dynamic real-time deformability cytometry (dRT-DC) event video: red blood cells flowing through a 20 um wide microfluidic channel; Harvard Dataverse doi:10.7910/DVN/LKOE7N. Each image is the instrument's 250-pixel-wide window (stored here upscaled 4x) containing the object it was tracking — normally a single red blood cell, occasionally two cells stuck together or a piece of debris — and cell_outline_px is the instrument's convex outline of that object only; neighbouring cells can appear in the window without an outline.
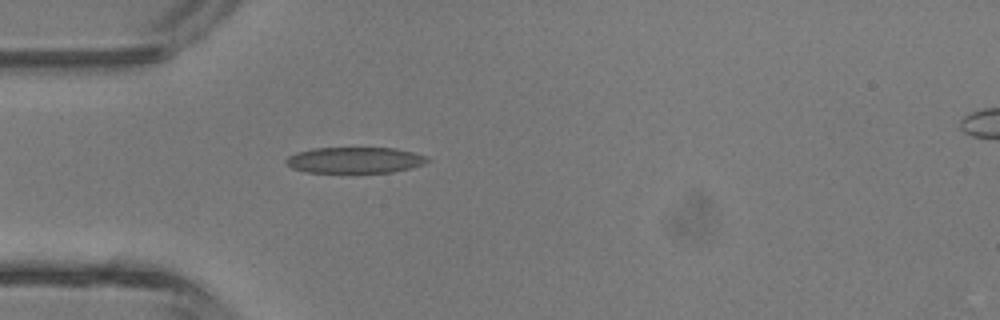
{"species": "common noctule bat (a hibernating species)", "species_latin": "Nyctalus noctula", "temperature_condition": "room temperature", "stored_images_in_passage": 6, "camera_frame_rate_fps": 3000, "um_per_image_px": 0.085, "animal": {"sex": "male", "body_mass_g": 13.3}, "frame": {"image": 1, "passage_image": 5, "time_ms": 5.333, "image_size_px": [1000, 320], "cell_outline_px": [[432, 160], [424, 164], [412, 168], [392, 172], [308, 172], [292, 168], [284, 160], [288, 156], [296, 152], [312, 148], [396, 148], [428, 156]], "centroid_in_image_um": [30.2, 13.6], "position_along_channel_um": 54.8, "area_um2": 21.5}}